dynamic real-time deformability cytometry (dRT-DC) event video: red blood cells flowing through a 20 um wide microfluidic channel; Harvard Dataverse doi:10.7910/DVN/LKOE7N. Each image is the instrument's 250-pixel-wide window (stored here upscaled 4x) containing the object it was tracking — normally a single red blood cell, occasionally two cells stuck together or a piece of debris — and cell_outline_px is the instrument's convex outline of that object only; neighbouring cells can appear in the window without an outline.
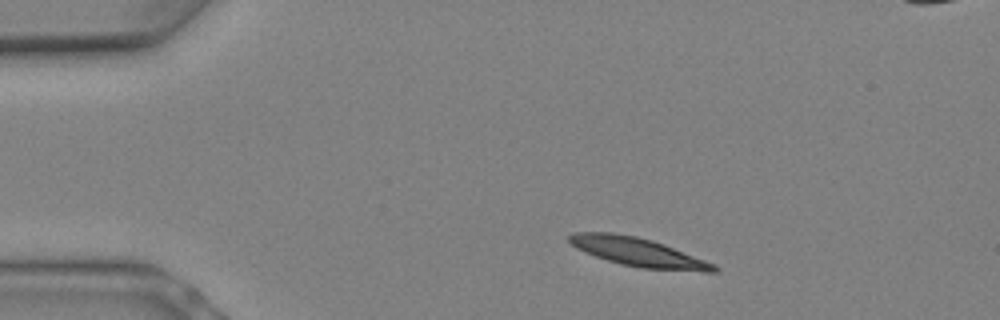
{"species": "Egyptian fruit bat (a non-hibernating species)", "species_latin": "Rousettus aegyptiacus", "temperature_condition": "warm", "stored_images_in_passage": 6, "camera_frame_rate_fps": 3000, "um_per_image_px": 0.085, "animal": {"sex": "female"}, "frame": {"image": 1, "passage_image": 2, "time_ms": 0.333, "image_size_px": [1000, 320], "cell_outline_px": [[720, 268], [716, 272], [704, 272], [640, 268], [620, 264], [584, 252], [576, 248], [568, 240], [568, 236], [572, 232], [612, 232], [636, 236], [652, 240], [664, 244], [716, 264]], "centroid_in_image_um": [54.27, 21.43], "position_along_channel_um": 30.7, "area_um2": 24.33}}
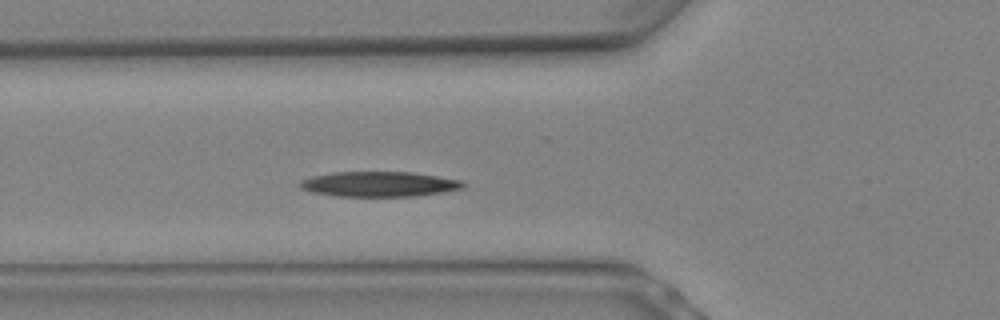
{"frame": {"image": 2, "passage_image": 6, "time_ms": 1.667, "image_size_px": [1000, 320], "cell_outline_px": [[464, 184], [460, 188], [444, 192], [416, 196], [336, 196], [312, 192], [300, 188], [300, 180], [312, 176], [332, 172], [412, 172], [464, 180]], "centroid_in_image_um": [32.22, 15.64], "position_along_channel_um": 93.6, "area_um2": 23.87}}